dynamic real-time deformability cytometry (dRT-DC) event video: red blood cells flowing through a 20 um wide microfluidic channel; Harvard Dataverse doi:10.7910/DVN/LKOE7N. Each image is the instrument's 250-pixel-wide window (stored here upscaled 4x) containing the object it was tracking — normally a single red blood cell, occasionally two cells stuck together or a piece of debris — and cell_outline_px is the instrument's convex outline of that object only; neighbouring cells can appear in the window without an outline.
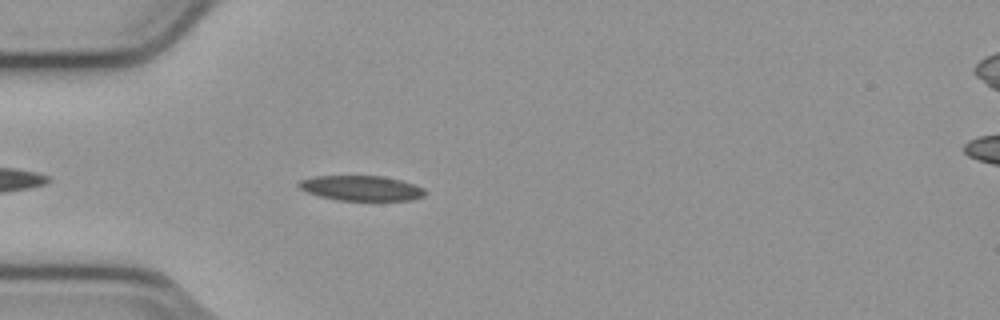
{"species": "common noctule bat (a hibernating species)", "species_latin": "Nyctalus noctula", "temperature_condition": "cold", "stored_images_in_passage": 16, "camera_frame_rate_fps": 3000, "um_per_image_px": 0.085, "animal": {"sex": "male", "body_mass_g": 23.1, "forearm_length_mm": 52.7}, "frame": {"image": 1, "passage_image": 5, "time_ms": 1.333, "image_size_px": [1000, 320], "cell_outline_px": [[428, 192], [424, 196], [408, 200], [336, 200], [320, 196], [308, 192], [300, 188], [296, 184], [300, 180], [316, 176], [384, 176], [400, 180], [424, 188]], "centroid_in_image_um": [30.71, 15.99], "position_along_channel_um": 54.3, "area_um2": 18.32}}
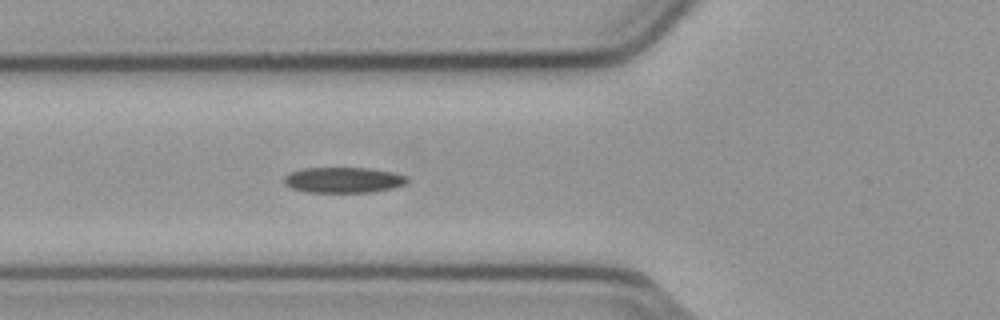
{"frame": {"image": 2, "passage_image": 9, "time_ms": 2.667, "image_size_px": [1000, 320], "cell_outline_px": [[408, 184], [392, 188], [372, 192], [308, 192], [292, 188], [284, 184], [284, 176], [292, 172], [304, 168], [368, 168], [392, 172], [408, 176]], "centroid_in_image_um": [29.22, 15.3], "position_along_channel_um": 96.6, "area_um2": 18.38}}
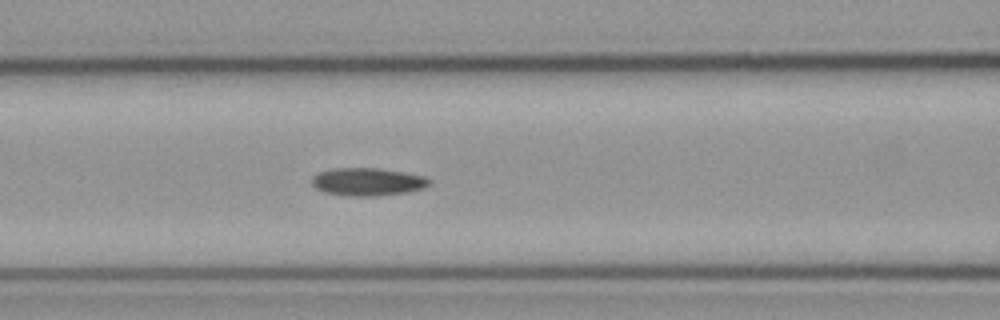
{"frame": {"image": 3, "passage_image": 12, "time_ms": 3.667, "image_size_px": [1000, 320], "cell_outline_px": [[432, 184], [424, 188], [408, 192], [372, 196], [348, 196], [324, 192], [316, 188], [312, 184], [312, 176], [320, 172], [332, 168], [380, 168], [404, 172], [424, 176], [432, 180]], "centroid_in_image_um": [31.28, 15.45], "position_along_channel_um": 135.3, "area_um2": 19.19}}